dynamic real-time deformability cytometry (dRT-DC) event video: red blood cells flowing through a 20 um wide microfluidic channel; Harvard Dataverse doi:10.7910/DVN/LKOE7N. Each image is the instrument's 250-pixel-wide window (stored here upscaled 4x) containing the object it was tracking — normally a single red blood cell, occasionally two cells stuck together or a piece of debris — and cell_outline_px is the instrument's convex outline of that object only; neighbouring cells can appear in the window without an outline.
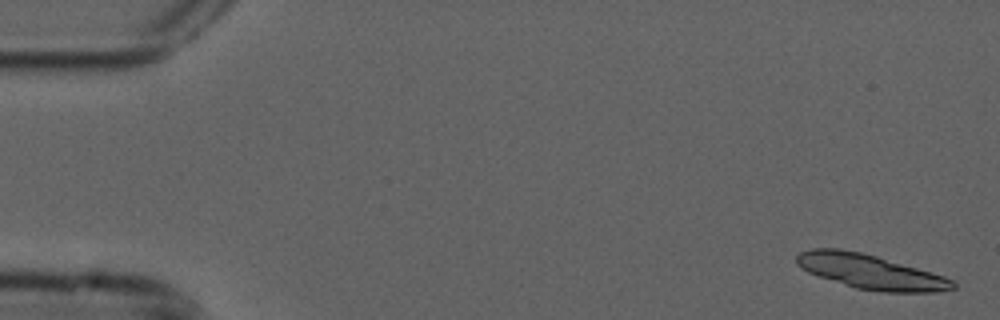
{"species": "common noctule bat (a hibernating species)", "species_latin": "Nyctalus noctula", "temperature_condition": "cold", "stored_images_in_passage": 4, "camera_frame_rate_fps": 3000, "um_per_image_px": 0.085, "animal": {"sex": "male", "forearm_length_mm": 52.5}, "frame": {"image": 1, "passage_image": 1, "time_ms": 0.0, "image_size_px": [1000, 320], "cell_outline_px": [[956, 288], [940, 292], [884, 292], [856, 288], [808, 272], [800, 268], [796, 264], [796, 256], [800, 252], [812, 248], [840, 248], [860, 252], [876, 256], [932, 272], [944, 276], [952, 280], [956, 284]], "centroid_in_image_um": [73.99, 23.09], "position_along_channel_um": 11.0, "area_um2": 31.27}}